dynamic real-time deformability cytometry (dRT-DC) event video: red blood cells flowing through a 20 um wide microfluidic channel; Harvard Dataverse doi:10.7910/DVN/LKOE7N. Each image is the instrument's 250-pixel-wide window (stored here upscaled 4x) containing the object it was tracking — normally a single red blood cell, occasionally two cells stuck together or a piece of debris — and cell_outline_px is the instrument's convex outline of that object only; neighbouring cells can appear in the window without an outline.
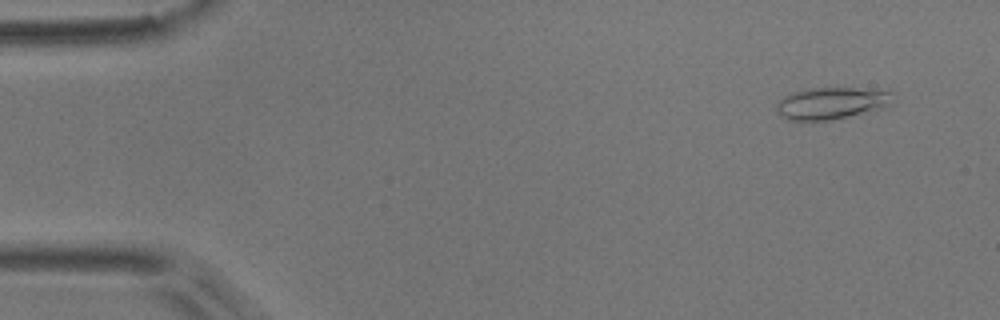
{"species": "common noctule bat (a hibernating species)", "species_latin": "Nyctalus noctula", "temperature_condition": "room temperature", "stored_images_in_passage": 4, "camera_frame_rate_fps": 3000, "um_per_image_px": 0.085, "animal": {"sex": "male", "body_mass_g": 17.9}, "frame": {"image": 1, "passage_image": 1, "time_ms": 0.0, "image_size_px": [1000, 320], "cell_outline_px": [[896, 92], [888, 108], [828, 120], [788, 120], [776, 112], [776, 104], [784, 96], [792, 92], [812, 88], [852, 88]], "centroid_in_image_um": [70.7, 8.77], "position_along_channel_um": 14.3, "area_um2": 21.68}}